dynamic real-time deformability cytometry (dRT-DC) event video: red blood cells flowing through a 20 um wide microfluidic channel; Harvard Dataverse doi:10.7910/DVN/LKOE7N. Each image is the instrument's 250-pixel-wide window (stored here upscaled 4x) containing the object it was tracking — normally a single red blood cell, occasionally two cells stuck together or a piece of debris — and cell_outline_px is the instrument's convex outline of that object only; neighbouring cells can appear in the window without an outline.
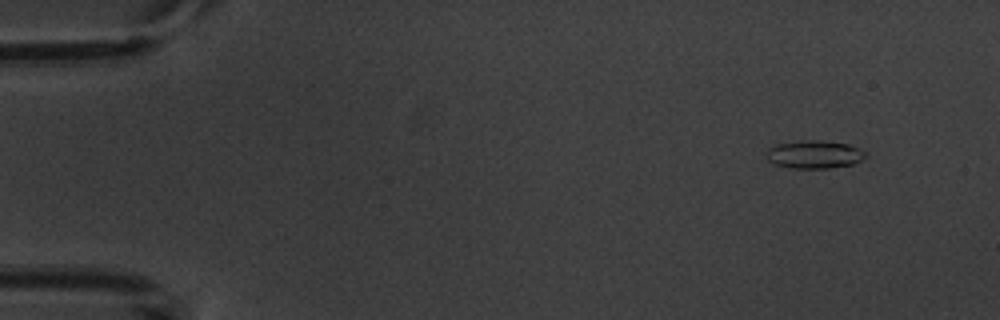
{"species": "common noctule bat (a hibernating species)", "species_latin": "Nyctalus noctula", "temperature_condition": "warm", "stored_images_in_passage": 6, "camera_frame_rate_fps": 3000, "um_per_image_px": 0.085, "animal": {"sex": "male", "body_mass_g": 20.1, "forearm_length_mm": 53.5}, "frame": {"image": 1, "passage_image": 2, "time_ms": 1.0, "image_size_px": [1000, 320], "cell_outline_px": [[864, 156], [860, 160], [852, 164], [828, 168], [792, 168], [776, 164], [768, 160], [764, 156], [764, 152], [768, 148], [776, 144], [804, 140], [824, 140], [848, 144], [864, 152]], "centroid_in_image_um": [69.13, 13.12], "position_along_channel_um": 15.9, "area_um2": 16.07}}
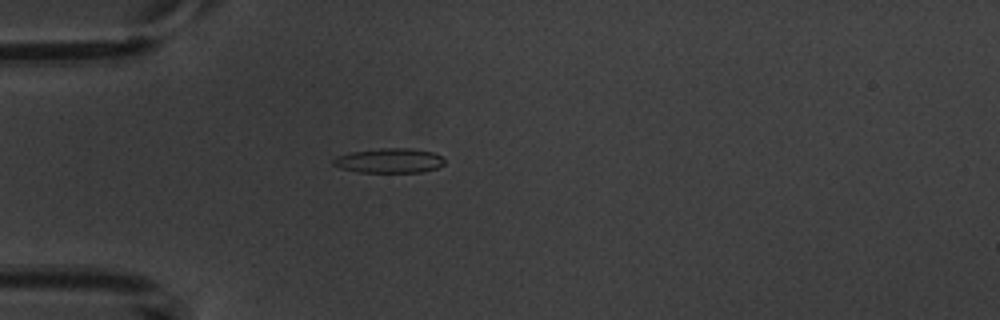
{"frame": {"image": 2, "passage_image": 5, "time_ms": 4.667, "image_size_px": [1000, 320], "cell_outline_px": [[444, 164], [436, 168], [420, 172], [360, 172], [340, 168], [332, 164], [332, 160], [336, 156], [352, 152], [380, 148], [412, 148], [432, 152], [440, 156], [444, 160]], "centroid_in_image_um": [33.07, 13.65], "position_along_channel_um": 51.9, "area_um2": 15.9}}